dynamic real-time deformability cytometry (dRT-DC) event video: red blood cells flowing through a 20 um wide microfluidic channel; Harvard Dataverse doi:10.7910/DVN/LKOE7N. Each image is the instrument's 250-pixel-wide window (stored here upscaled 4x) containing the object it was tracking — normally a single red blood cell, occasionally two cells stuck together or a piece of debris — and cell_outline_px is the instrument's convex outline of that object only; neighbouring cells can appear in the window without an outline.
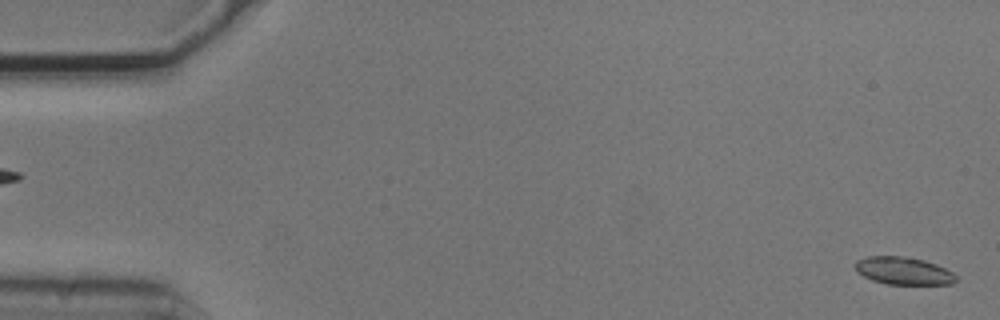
{"species": "common noctule bat (a hibernating species)", "species_latin": "Nyctalus noctula", "temperature_condition": "cold", "stored_images_in_passage": 4, "segment_of_instrument_passage": [2, 2], "camera_frame_rate_fps": 3000, "um_per_image_px": 0.085, "animal": {"sex": "male", "body_mass_g": 20.5, "forearm_length_mm": 52.5}, "frame": {"image": 1, "passage_image": 4, "time_ms": 1.0, "image_size_px": [1000, 320], "cell_outline_px": [[956, 280], [952, 284], [884, 284], [872, 280], [856, 272], [856, 260], [868, 256], [904, 256], [924, 260], [936, 264], [952, 272], [956, 276]], "centroid_in_image_um": [76.78, 23.02], "position_along_channel_um": 8.2, "area_um2": 16.18}}